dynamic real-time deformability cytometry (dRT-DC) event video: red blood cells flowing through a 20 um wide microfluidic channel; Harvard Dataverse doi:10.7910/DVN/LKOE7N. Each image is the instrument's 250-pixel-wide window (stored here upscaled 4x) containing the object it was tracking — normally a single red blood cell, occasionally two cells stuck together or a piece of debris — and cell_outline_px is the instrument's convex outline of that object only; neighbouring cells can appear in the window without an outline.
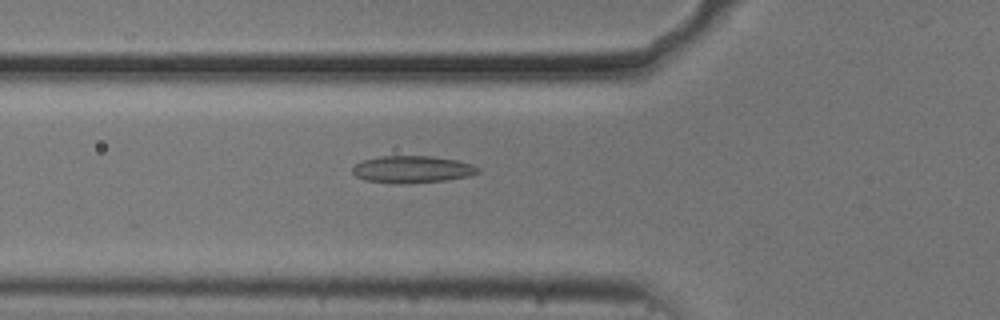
{"species": "common noctule bat (a hibernating species)", "species_latin": "Nyctalus noctula", "temperature_condition": "cold", "stored_images_in_passage": 43, "camera_frame_rate_fps": 3000, "um_per_image_px": 0.085, "animal": {"sex": "male", "body_mass_g": 20.5, "forearm_length_mm": 52.5}, "frame": {"image": 1, "passage_image": 18, "time_ms": 5.667, "image_size_px": [1000, 320], "cell_outline_px": [[480, 172], [468, 176], [444, 180], [404, 184], [400, 184], [364, 180], [356, 176], [352, 172], [352, 168], [356, 164], [364, 160], [380, 156], [432, 156], [456, 160], [472, 164], [480, 168]], "centroid_in_image_um": [35.04, 14.39], "position_along_channel_um": 90.8, "area_um2": 19.77}}
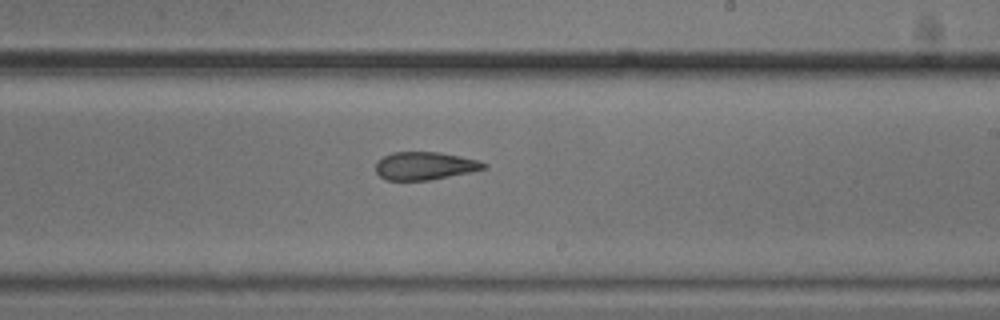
{"frame": {"image": 2, "passage_image": 31, "time_ms": 10.0, "image_size_px": [1000, 320], "cell_outline_px": [[488, 164], [484, 168], [468, 172], [432, 180], [388, 180], [380, 176], [376, 172], [376, 160], [392, 152], [440, 152], [480, 160]], "centroid_in_image_um": [36.09, 14.09], "position_along_channel_um": 252.9, "area_um2": 17.57}}
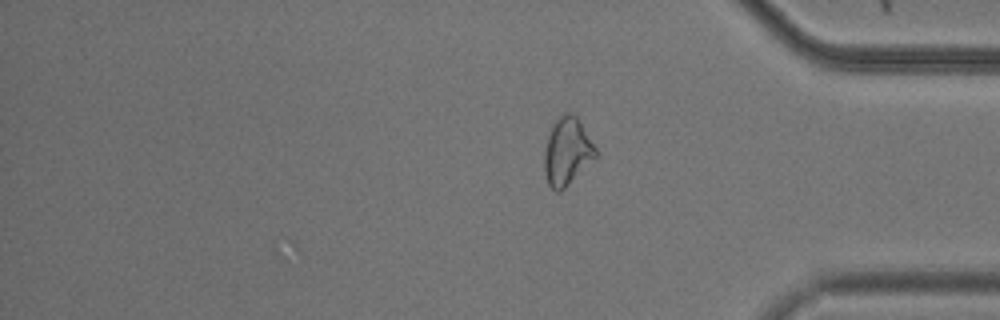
{"frame": {"image": 3, "passage_image": 43, "time_ms": 14.0, "image_size_px": [1000, 320], "cell_outline_px": [[596, 156], [560, 192], [556, 192], [548, 184], [544, 172], [544, 152], [548, 136], [552, 124], [564, 112], [572, 112], [576, 116], [596, 148]], "centroid_in_image_um": [48.17, 12.86], "position_along_channel_um": 387.0, "area_um2": 19.83}, "authors_computed_cell_mechanics": {"area_um2": 18.7272, "velocity_mm_per_s": 3.7239, "shape_relaxation_time_tau1_ms": null, "shape_relaxation_time_tau2_ms": 3.1993, "deformation_change_tau1": null, "deformation_change_tau2": 0.0918}}